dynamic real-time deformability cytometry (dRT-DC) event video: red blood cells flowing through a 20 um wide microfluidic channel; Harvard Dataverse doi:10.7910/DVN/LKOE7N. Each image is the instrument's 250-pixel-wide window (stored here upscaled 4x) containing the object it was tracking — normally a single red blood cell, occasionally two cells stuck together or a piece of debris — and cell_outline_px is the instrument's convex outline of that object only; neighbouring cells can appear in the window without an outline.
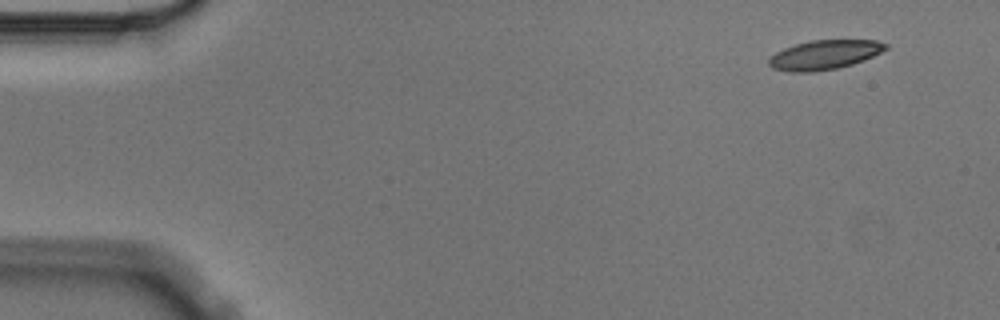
{"species": "Egyptian fruit bat (a non-hibernating species)", "species_latin": "Rousettus aegyptiacus", "temperature_condition": "cold", "stored_images_in_passage": 3, "camera_frame_rate_fps": 3000, "um_per_image_px": 0.085, "animal": {"sex": "male"}, "frame": {"image": 1, "passage_image": 1, "time_ms": 0.0, "image_size_px": [1000, 320], "cell_outline_px": [[888, 48], [864, 60], [852, 64], [836, 68], [812, 72], [788, 72], [772, 68], [768, 64], [768, 60], [776, 52], [784, 48], [796, 44], [812, 40], [876, 40], [888, 44]], "centroid_in_image_um": [70.07, 4.66], "position_along_channel_um": 14.9, "area_um2": 19.88}}
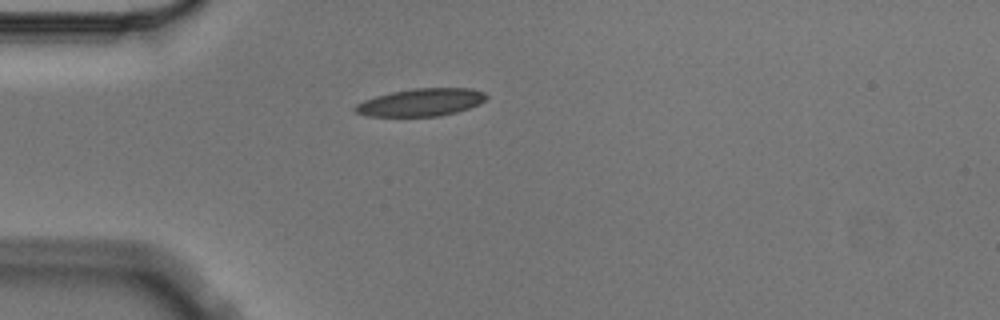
{"frame": {"image": 2, "passage_image": 3, "time_ms": 0.667, "image_size_px": [1000, 320], "cell_outline_px": [[488, 96], [480, 104], [456, 112], [436, 116], [368, 116], [356, 112], [352, 108], [356, 104], [364, 100], [376, 96], [392, 92], [412, 88], [472, 88], [484, 92]], "centroid_in_image_um": [35.79, 8.69], "position_along_channel_um": 49.2, "area_um2": 21.04}}